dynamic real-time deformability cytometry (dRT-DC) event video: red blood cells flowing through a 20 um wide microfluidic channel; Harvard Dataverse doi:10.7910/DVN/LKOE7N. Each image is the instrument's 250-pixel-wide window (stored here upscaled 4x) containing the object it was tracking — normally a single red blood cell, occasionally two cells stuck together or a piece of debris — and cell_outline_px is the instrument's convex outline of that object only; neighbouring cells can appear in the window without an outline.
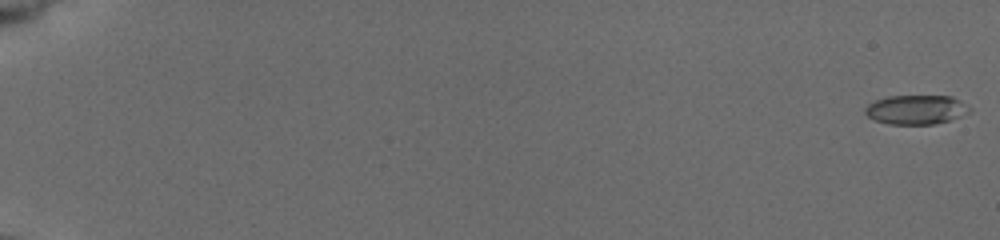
{"species": "common noctule bat (a hibernating species)", "species_latin": "Nyctalus noctula", "temperature_condition": "cold", "stored_images_in_passage": 13, "camera_frame_rate_fps": 3000, "um_per_image_px": 0.085, "animal": {"sex": "female", "body_mass_g": 19.5, "forearm_length_mm": 54.1}, "frame": {"image": 1, "passage_image": 1, "time_ms": 0.0, "image_size_px": [1000, 240], "cell_outline_px": [[972, 112], [948, 120], [932, 124], [888, 124], [876, 120], [868, 116], [864, 112], [864, 108], [868, 104], [876, 100], [888, 96], [952, 96], [972, 108]], "centroid_in_image_um": [77.88, 9.31], "position_along_channel_um": 7.1, "area_um2": 17.74}}
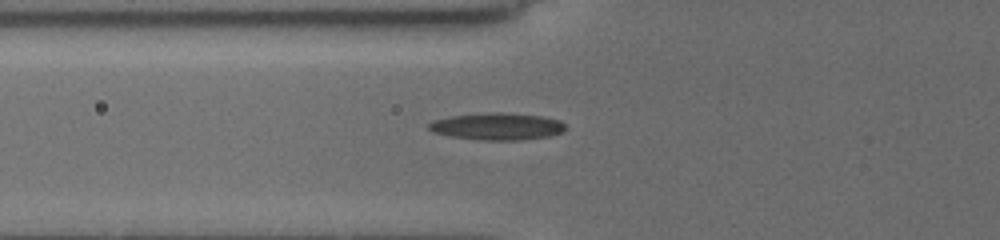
{"frame": {"image": 2, "passage_image": 10, "time_ms": 7.667, "image_size_px": [1000, 240], "cell_outline_px": [[564, 128], [560, 132], [548, 136], [520, 140], [480, 140], [452, 136], [432, 132], [428, 128], [428, 124], [436, 120], [452, 116], [496, 112], [500, 112], [540, 116], [560, 120], [564, 124]], "centroid_in_image_um": [42.25, 10.75], "position_along_channel_um": 83.6, "area_um2": 21.1}}
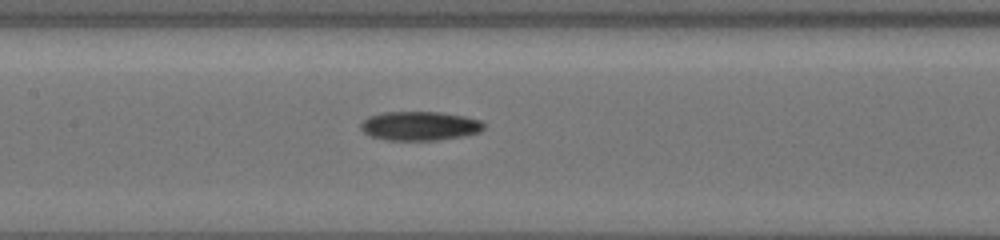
{"frame": {"image": 3, "passage_image": 13, "time_ms": 10.0, "image_size_px": [1000, 240], "cell_outline_px": [[484, 128], [480, 132], [464, 136], [436, 140], [388, 140], [372, 136], [364, 132], [360, 128], [360, 124], [368, 116], [384, 112], [440, 112], [464, 116], [480, 120], [484, 124]], "centroid_in_image_um": [35.68, 10.7], "position_along_channel_um": 171.7, "area_um2": 20.81}}